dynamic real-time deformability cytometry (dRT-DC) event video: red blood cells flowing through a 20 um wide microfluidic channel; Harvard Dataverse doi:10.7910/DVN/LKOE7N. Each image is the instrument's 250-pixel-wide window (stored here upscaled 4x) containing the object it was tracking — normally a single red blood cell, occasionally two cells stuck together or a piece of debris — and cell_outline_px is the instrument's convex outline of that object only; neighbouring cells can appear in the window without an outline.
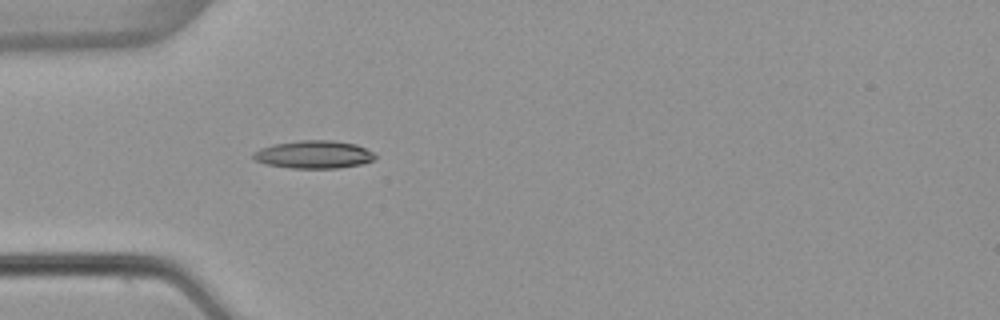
{"species": "common noctule bat (a hibernating species)", "species_latin": "Nyctalus noctula", "temperature_condition": "warm", "stored_images_in_passage": 37, "camera_frame_rate_fps": 3000, "um_per_image_px": 0.085, "animal": {"sex": "female", "body_mass_g": 22.7, "forearm_length_mm": 54.2}, "frame": {"image": 1, "passage_image": 1, "time_ms": 0.0, "image_size_px": [1000, 320], "cell_outline_px": [[376, 156], [372, 160], [360, 164], [336, 168], [292, 168], [264, 164], [256, 160], [252, 156], [252, 152], [260, 148], [272, 144], [300, 140], [332, 140], [356, 144], [376, 152]], "centroid_in_image_um": [26.66, 13.12], "position_along_channel_um": 58.3, "area_um2": 19.88}}
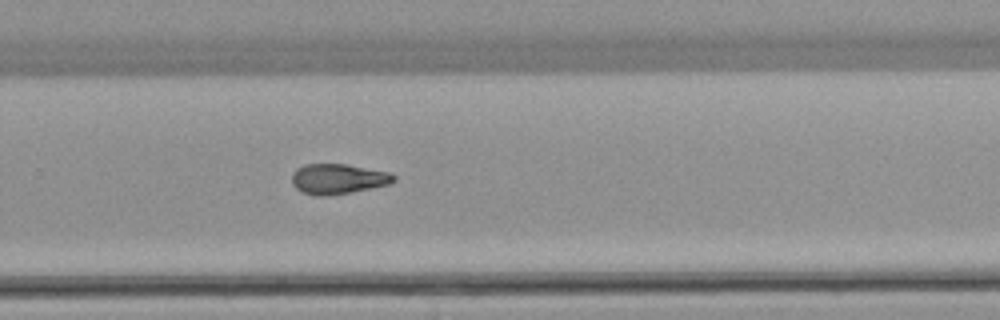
{"frame": {"image": 2, "passage_image": 20, "time_ms": 6.333, "image_size_px": [1000, 320], "cell_outline_px": [[396, 180], [388, 184], [372, 188], [352, 192], [324, 196], [316, 196], [300, 192], [292, 184], [292, 172], [296, 168], [304, 164], [344, 164], [392, 172], [396, 176]], "centroid_in_image_um": [28.72, 15.21], "position_along_channel_um": 301.1, "area_um2": 18.15}}
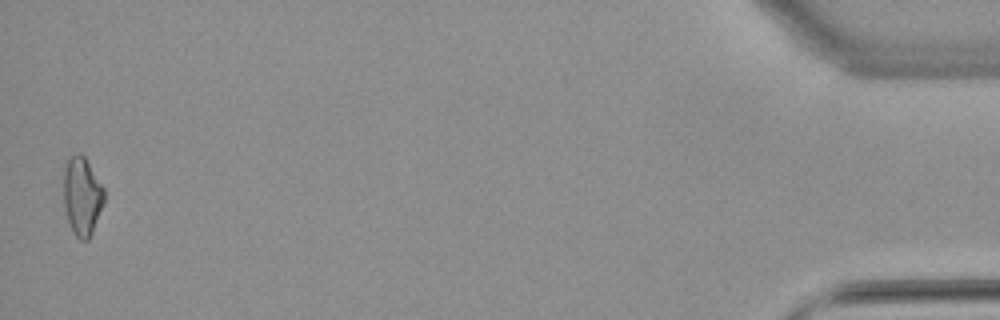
{"frame": {"image": 3, "passage_image": 37, "time_ms": 12.0, "image_size_px": [1000, 320], "cell_outline_px": [[104, 204], [92, 232], [88, 240], [80, 240], [76, 236], [68, 220], [64, 208], [64, 164], [68, 156], [80, 152], [84, 156], [104, 188]], "centroid_in_image_um": [6.97, 16.64], "position_along_channel_um": 428.2, "area_um2": 18.55}, "authors_computed_cell_mechanics": {"area_um2": 18.0336, "velocity_mm_per_s": 3.9058, "shape_relaxation_time_tau1_ms": 7.2258, "shape_relaxation_time_tau2_ms": 4.658, "deformation_change_tau1": 0.1863, "deformation_change_tau2": 0.1287}}